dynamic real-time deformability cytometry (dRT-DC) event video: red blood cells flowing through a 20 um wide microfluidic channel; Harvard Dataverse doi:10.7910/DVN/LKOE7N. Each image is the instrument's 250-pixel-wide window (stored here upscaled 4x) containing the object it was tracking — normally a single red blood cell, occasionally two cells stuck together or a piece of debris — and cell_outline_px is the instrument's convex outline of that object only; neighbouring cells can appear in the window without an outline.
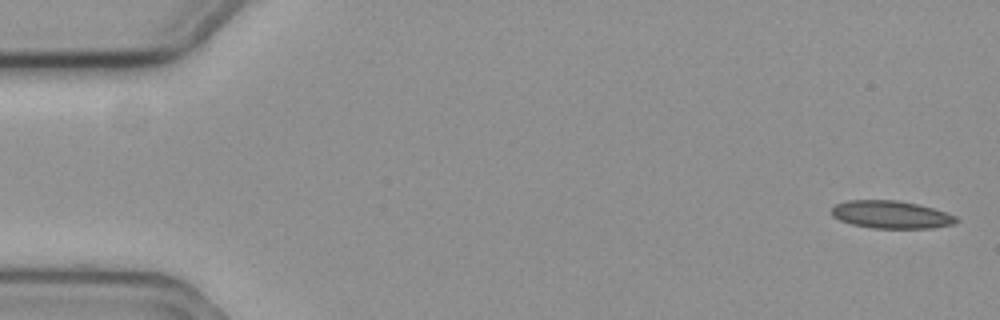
{"species": "common noctule bat (a hibernating species)", "species_latin": "Nyctalus noctula", "temperature_condition": "cold", "stored_images_in_passage": 13, "camera_frame_rate_fps": 3000, "um_per_image_px": 0.085, "animal": {"sex": "female", "body_mass_g": 19.3, "forearm_length_mm": 54.1}, "frame": {"image": 1, "passage_image": 1, "time_ms": 0.0, "image_size_px": [1000, 320], "cell_outline_px": [[956, 220], [952, 224], [932, 228], [872, 228], [852, 224], [840, 220], [832, 216], [832, 208], [836, 204], [848, 200], [896, 200], [916, 204], [932, 208], [956, 216]], "centroid_in_image_um": [75.69, 18.24], "position_along_channel_um": 9.3, "area_um2": 19.83}}